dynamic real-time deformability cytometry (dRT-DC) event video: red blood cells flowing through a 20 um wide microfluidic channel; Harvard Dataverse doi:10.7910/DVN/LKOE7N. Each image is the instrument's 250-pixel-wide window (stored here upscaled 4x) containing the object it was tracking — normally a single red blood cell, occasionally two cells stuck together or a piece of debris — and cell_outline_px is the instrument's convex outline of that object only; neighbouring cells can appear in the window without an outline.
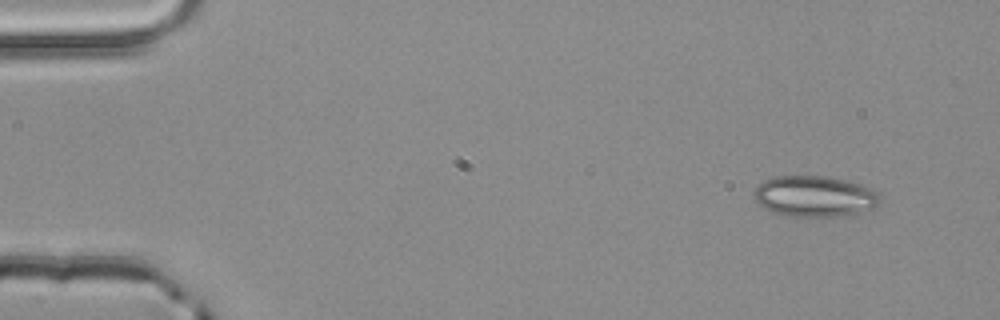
{"species": "common noctule bat (a hibernating species)", "species_latin": "Nyctalus noctula", "temperature_condition": "room temperature", "stored_images_in_passage": 3, "camera_frame_rate_fps": 3000, "um_per_image_px": 0.085, "animal": {"sex": "male", "body_mass_g": 20.4}, "frame": {"image": 1, "passage_image": 1, "time_ms": 0.0, "image_size_px": [1000, 320], "cell_outline_px": [[880, 204], [872, 208], [840, 216], [784, 216], [772, 212], [756, 204], [752, 192], [764, 180], [772, 176], [828, 176], [856, 184], [868, 188], [876, 192], [880, 196]], "centroid_in_image_um": [69.15, 16.69], "position_along_channel_um": 15.9, "area_um2": 29.88}}